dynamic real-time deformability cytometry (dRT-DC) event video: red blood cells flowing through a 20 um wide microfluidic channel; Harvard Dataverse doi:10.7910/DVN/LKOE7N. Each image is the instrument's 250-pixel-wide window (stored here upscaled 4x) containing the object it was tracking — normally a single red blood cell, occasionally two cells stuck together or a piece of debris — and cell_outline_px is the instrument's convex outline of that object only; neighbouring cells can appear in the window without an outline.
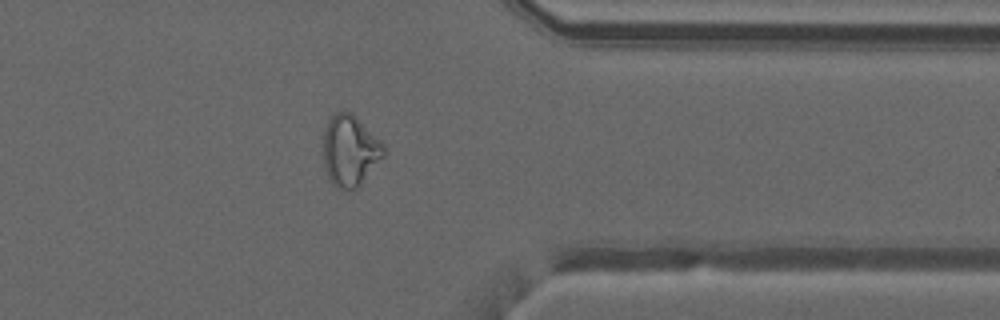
{"species": "common noctule bat (a hibernating species)", "species_latin": "Nyctalus noctula", "temperature_condition": "warm", "stored_images_in_passage": 47, "camera_frame_rate_fps": 3000, "um_per_image_px": 0.085, "animal": {"sex": "male", "forearm_length_mm": 52.5}, "frame": {"image": 1, "passage_image": 40, "time_ms": 13.0, "image_size_px": [1000, 320], "cell_outline_px": [[388, 148], [384, 156], [360, 184], [356, 188], [336, 188], [332, 184], [324, 168], [324, 128], [328, 120], [336, 112], [344, 108], [352, 112]], "centroid_in_image_um": [29.75, 12.75], "position_along_channel_um": 381.6, "area_um2": 25.14}}
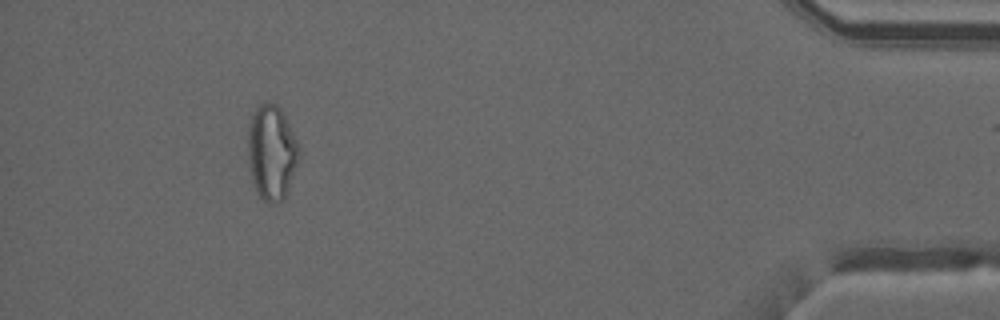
{"frame": {"image": 2, "passage_image": 46, "time_ms": 15.0, "image_size_px": [1000, 320], "cell_outline_px": [[300, 156], [284, 200], [276, 204], [268, 204], [260, 200], [256, 192], [248, 160], [248, 124], [252, 112], [260, 104], [276, 104], [280, 108], [300, 144]], "centroid_in_image_um": [23.1, 12.99], "position_along_channel_um": 412.1, "area_um2": 28.61}, "authors_computed_cell_mechanics": {"area_um2": 26.0678, "velocity_mm_per_s": 4.1323, "shape_relaxation_time_tau1_ms": null, "shape_relaxation_time_tau2_ms": 1.5191, "deformation_change_tau1": null, "deformation_change_tau2": 0.0897}}